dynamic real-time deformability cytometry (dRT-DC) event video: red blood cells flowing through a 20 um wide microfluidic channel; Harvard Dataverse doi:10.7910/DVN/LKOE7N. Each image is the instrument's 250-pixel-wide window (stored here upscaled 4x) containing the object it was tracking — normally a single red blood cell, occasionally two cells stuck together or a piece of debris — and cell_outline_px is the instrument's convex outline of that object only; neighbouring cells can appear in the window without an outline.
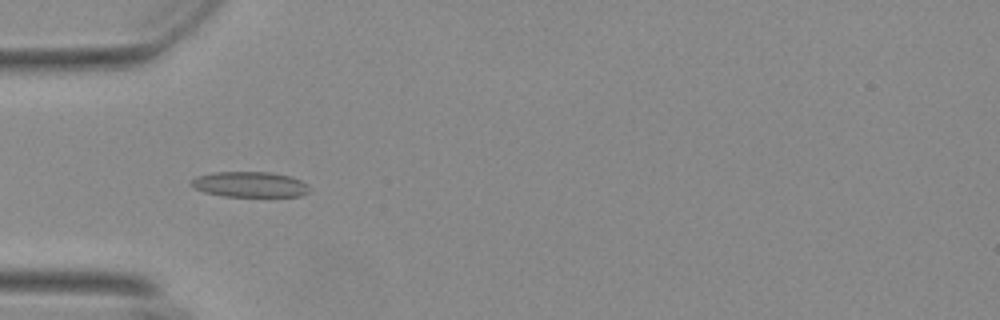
{"species": "Egyptian fruit bat (a non-hibernating species)", "species_latin": "Rousettus aegyptiacus", "temperature_condition": "warm", "stored_images_in_passage": 39, "camera_frame_rate_fps": 3000, "um_per_image_px": 0.085, "animal": {"sex": "female"}, "frame": {"image": 1, "passage_image": 6, "time_ms": 1.667, "image_size_px": [1000, 320], "cell_outline_px": [[308, 192], [300, 196], [224, 196], [204, 192], [192, 188], [192, 180], [196, 176], [212, 172], [268, 172], [288, 176], [300, 180], [308, 184]], "centroid_in_image_um": [21.2, 15.67], "position_along_channel_um": 63.8, "area_um2": 17.4}}
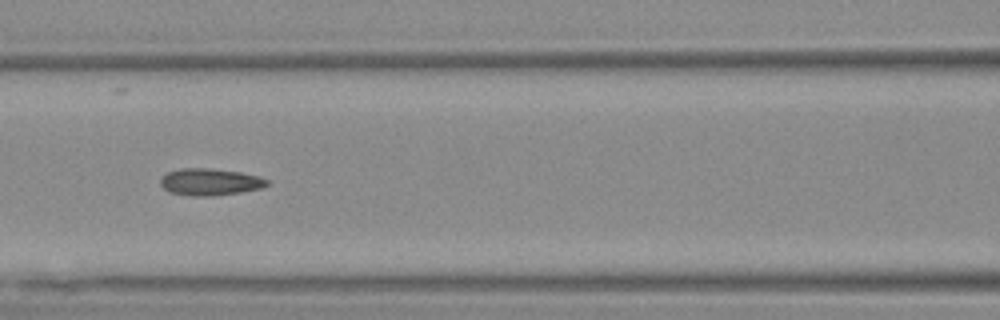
{"frame": {"image": 2, "passage_image": 13, "time_ms": 4.0, "image_size_px": [1000, 320], "cell_outline_px": [[268, 184], [264, 188], [240, 192], [212, 196], [196, 196], [168, 192], [160, 184], [160, 176], [168, 172], [180, 168], [208, 168], [240, 172], [260, 176], [268, 180]], "centroid_in_image_um": [17.85, 15.46], "position_along_channel_um": 148.8, "area_um2": 16.82}}
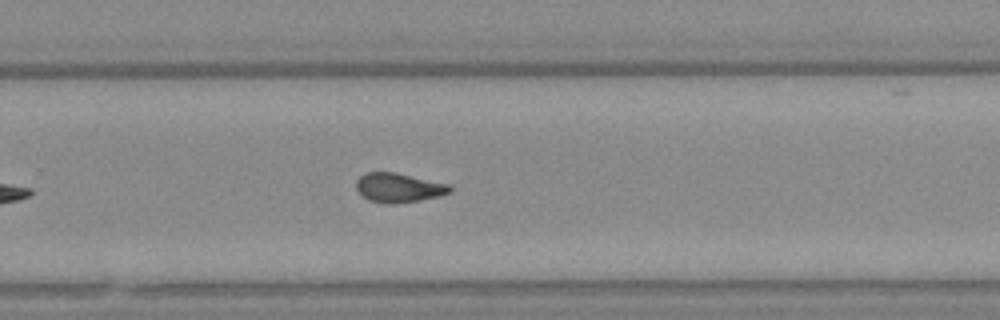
{"frame": {"image": 3, "passage_image": 25, "time_ms": 8.0, "image_size_px": [1000, 320], "cell_outline_px": [[452, 192], [440, 196], [420, 200], [392, 204], [388, 204], [368, 200], [356, 188], [356, 180], [364, 172], [396, 172], [452, 184]], "centroid_in_image_um": [33.93, 15.94], "position_along_channel_um": 295.9, "area_um2": 16.24}, "authors_computed_cell_mechanics": {"area_um2": 16.2996, "velocity_mm_per_s": 3.7028, "shape_relaxation_time_tau1_ms": null, "shape_relaxation_time_tau2_ms": 1.8779, "deformation_change_tau1": null, "deformation_change_tau2": 0.0968}}